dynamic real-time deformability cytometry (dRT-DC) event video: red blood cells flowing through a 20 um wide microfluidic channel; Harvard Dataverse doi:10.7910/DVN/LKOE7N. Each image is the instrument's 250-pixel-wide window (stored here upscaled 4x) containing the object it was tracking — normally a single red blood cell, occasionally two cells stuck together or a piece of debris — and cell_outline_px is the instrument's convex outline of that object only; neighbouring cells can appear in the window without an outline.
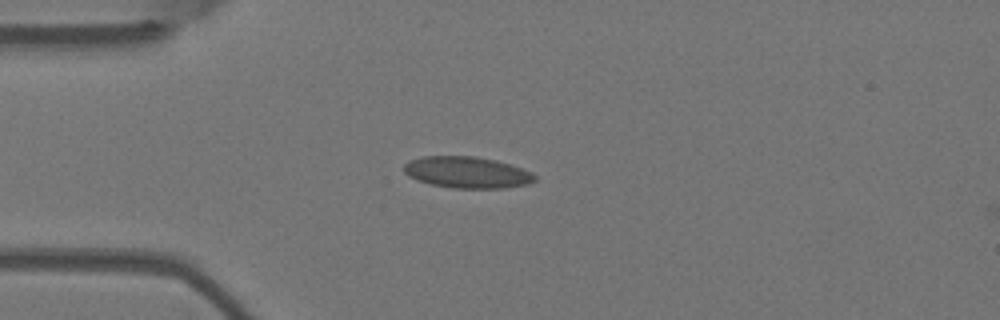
{"species": "Egyptian fruit bat (a non-hibernating species)", "species_latin": "Rousettus aegyptiacus", "temperature_condition": "warm", "stored_images_in_passage": 5, "camera_frame_rate_fps": 3000, "um_per_image_px": 0.085, "animal": {"sex": "female"}, "frame": {"image": 1, "passage_image": 4, "time_ms": 1.0, "image_size_px": [1000, 320], "cell_outline_px": [[536, 180], [528, 184], [504, 188], [452, 188], [432, 184], [416, 180], [408, 176], [404, 172], [404, 164], [408, 160], [424, 156], [476, 156], [496, 160], [512, 164], [532, 172], [536, 176]], "centroid_in_image_um": [39.71, 14.64], "position_along_channel_um": 45.3, "area_um2": 24.22}}